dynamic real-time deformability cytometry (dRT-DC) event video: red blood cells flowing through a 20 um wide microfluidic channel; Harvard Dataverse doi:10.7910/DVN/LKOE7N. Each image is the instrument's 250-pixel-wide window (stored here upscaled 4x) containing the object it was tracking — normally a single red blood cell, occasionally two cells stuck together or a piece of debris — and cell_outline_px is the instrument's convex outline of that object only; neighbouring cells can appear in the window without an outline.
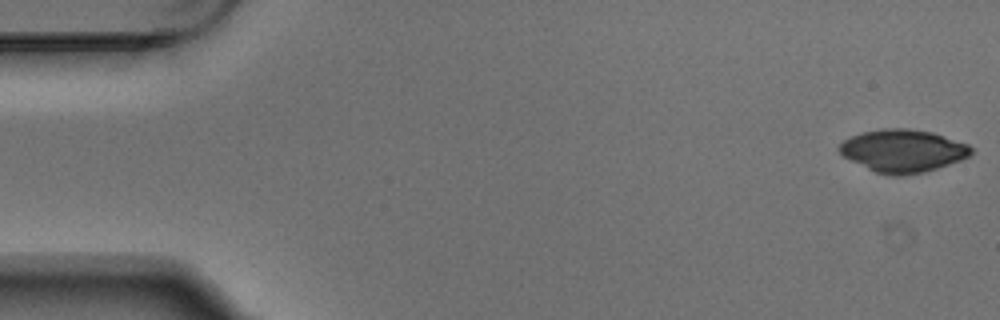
{"species": "Egyptian fruit bat (a non-hibernating species)", "species_latin": "Rousettus aegyptiacus", "temperature_condition": "warm", "stored_images_in_passage": 5, "camera_frame_rate_fps": 3000, "um_per_image_px": 0.085, "animal": {"sex": "male"}, "frame": {"image": 1, "passage_image": 1, "time_ms": 0.0, "image_size_px": [1000, 320], "cell_outline_px": [[972, 152], [968, 156], [960, 160], [924, 172], [900, 176], [892, 176], [876, 172], [844, 156], [836, 148], [844, 140], [852, 136], [864, 132], [884, 128], [908, 128], [932, 132], [968, 144], [972, 148]], "centroid_in_image_um": [76.75, 12.81], "position_along_channel_um": 8.3, "area_um2": 32.37}}